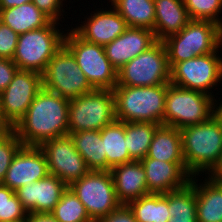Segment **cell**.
<instances>
[{
	"label": "cell",
	"mask_w": 222,
	"mask_h": 222,
	"mask_svg": "<svg viewBox=\"0 0 222 222\" xmlns=\"http://www.w3.org/2000/svg\"><path fill=\"white\" fill-rule=\"evenodd\" d=\"M69 102L42 88L14 126L23 145L40 146L46 140L68 135Z\"/></svg>",
	"instance_id": "1"
},
{
	"label": "cell",
	"mask_w": 222,
	"mask_h": 222,
	"mask_svg": "<svg viewBox=\"0 0 222 222\" xmlns=\"http://www.w3.org/2000/svg\"><path fill=\"white\" fill-rule=\"evenodd\" d=\"M180 133L187 171L192 176L204 171L209 175L222 157V125L212 115L205 122L180 129Z\"/></svg>",
	"instance_id": "2"
},
{
	"label": "cell",
	"mask_w": 222,
	"mask_h": 222,
	"mask_svg": "<svg viewBox=\"0 0 222 222\" xmlns=\"http://www.w3.org/2000/svg\"><path fill=\"white\" fill-rule=\"evenodd\" d=\"M168 84L155 86L116 85L115 117L120 122L163 124Z\"/></svg>",
	"instance_id": "3"
},
{
	"label": "cell",
	"mask_w": 222,
	"mask_h": 222,
	"mask_svg": "<svg viewBox=\"0 0 222 222\" xmlns=\"http://www.w3.org/2000/svg\"><path fill=\"white\" fill-rule=\"evenodd\" d=\"M162 41L171 68L175 63L215 52L222 46V27L213 21L191 20Z\"/></svg>",
	"instance_id": "4"
},
{
	"label": "cell",
	"mask_w": 222,
	"mask_h": 222,
	"mask_svg": "<svg viewBox=\"0 0 222 222\" xmlns=\"http://www.w3.org/2000/svg\"><path fill=\"white\" fill-rule=\"evenodd\" d=\"M59 24L50 21L45 27L19 35L12 59L19 70L44 72L50 59L64 45L65 32L59 30Z\"/></svg>",
	"instance_id": "5"
},
{
	"label": "cell",
	"mask_w": 222,
	"mask_h": 222,
	"mask_svg": "<svg viewBox=\"0 0 222 222\" xmlns=\"http://www.w3.org/2000/svg\"><path fill=\"white\" fill-rule=\"evenodd\" d=\"M68 113L69 135L86 130L100 131L116 120L113 90L94 89L71 99Z\"/></svg>",
	"instance_id": "6"
},
{
	"label": "cell",
	"mask_w": 222,
	"mask_h": 222,
	"mask_svg": "<svg viewBox=\"0 0 222 222\" xmlns=\"http://www.w3.org/2000/svg\"><path fill=\"white\" fill-rule=\"evenodd\" d=\"M213 115V97L168 83L163 125L179 130L207 121Z\"/></svg>",
	"instance_id": "7"
},
{
	"label": "cell",
	"mask_w": 222,
	"mask_h": 222,
	"mask_svg": "<svg viewBox=\"0 0 222 222\" xmlns=\"http://www.w3.org/2000/svg\"><path fill=\"white\" fill-rule=\"evenodd\" d=\"M64 46L73 54L94 89L113 90L117 85V70L106 57L104 46L87 42L72 29L65 30Z\"/></svg>",
	"instance_id": "8"
},
{
	"label": "cell",
	"mask_w": 222,
	"mask_h": 222,
	"mask_svg": "<svg viewBox=\"0 0 222 222\" xmlns=\"http://www.w3.org/2000/svg\"><path fill=\"white\" fill-rule=\"evenodd\" d=\"M170 83V66L163 41L158 40L117 71V85L155 86Z\"/></svg>",
	"instance_id": "9"
},
{
	"label": "cell",
	"mask_w": 222,
	"mask_h": 222,
	"mask_svg": "<svg viewBox=\"0 0 222 222\" xmlns=\"http://www.w3.org/2000/svg\"><path fill=\"white\" fill-rule=\"evenodd\" d=\"M42 87L68 100L94 90L73 54L63 45L42 73Z\"/></svg>",
	"instance_id": "10"
},
{
	"label": "cell",
	"mask_w": 222,
	"mask_h": 222,
	"mask_svg": "<svg viewBox=\"0 0 222 222\" xmlns=\"http://www.w3.org/2000/svg\"><path fill=\"white\" fill-rule=\"evenodd\" d=\"M220 48L221 46L213 53L175 63L170 68V83L181 88L206 93L214 98L215 95L212 93L215 92L211 89L222 81Z\"/></svg>",
	"instance_id": "11"
},
{
	"label": "cell",
	"mask_w": 222,
	"mask_h": 222,
	"mask_svg": "<svg viewBox=\"0 0 222 222\" xmlns=\"http://www.w3.org/2000/svg\"><path fill=\"white\" fill-rule=\"evenodd\" d=\"M69 188L85 206L94 222L122 205L117 199L110 171H89Z\"/></svg>",
	"instance_id": "12"
},
{
	"label": "cell",
	"mask_w": 222,
	"mask_h": 222,
	"mask_svg": "<svg viewBox=\"0 0 222 222\" xmlns=\"http://www.w3.org/2000/svg\"><path fill=\"white\" fill-rule=\"evenodd\" d=\"M39 147L46 156L49 173L68 187L90 171L69 134L46 140Z\"/></svg>",
	"instance_id": "13"
},
{
	"label": "cell",
	"mask_w": 222,
	"mask_h": 222,
	"mask_svg": "<svg viewBox=\"0 0 222 222\" xmlns=\"http://www.w3.org/2000/svg\"><path fill=\"white\" fill-rule=\"evenodd\" d=\"M42 88V74L18 70L8 87L0 93L4 116L15 126Z\"/></svg>",
	"instance_id": "14"
},
{
	"label": "cell",
	"mask_w": 222,
	"mask_h": 222,
	"mask_svg": "<svg viewBox=\"0 0 222 222\" xmlns=\"http://www.w3.org/2000/svg\"><path fill=\"white\" fill-rule=\"evenodd\" d=\"M48 174V164L42 149L39 146L23 145L14 156L1 184L16 191Z\"/></svg>",
	"instance_id": "15"
},
{
	"label": "cell",
	"mask_w": 222,
	"mask_h": 222,
	"mask_svg": "<svg viewBox=\"0 0 222 222\" xmlns=\"http://www.w3.org/2000/svg\"><path fill=\"white\" fill-rule=\"evenodd\" d=\"M106 9V10H105ZM97 9L85 21L71 27V29L83 40L105 46L120 36L127 28L126 20L114 9Z\"/></svg>",
	"instance_id": "16"
},
{
	"label": "cell",
	"mask_w": 222,
	"mask_h": 222,
	"mask_svg": "<svg viewBox=\"0 0 222 222\" xmlns=\"http://www.w3.org/2000/svg\"><path fill=\"white\" fill-rule=\"evenodd\" d=\"M67 187L57 176L48 174L36 182L23 185L15 193L27 212L51 213Z\"/></svg>",
	"instance_id": "17"
},
{
	"label": "cell",
	"mask_w": 222,
	"mask_h": 222,
	"mask_svg": "<svg viewBox=\"0 0 222 222\" xmlns=\"http://www.w3.org/2000/svg\"><path fill=\"white\" fill-rule=\"evenodd\" d=\"M149 193L164 194L184 187L192 175L187 171L185 162H166L158 159L143 158Z\"/></svg>",
	"instance_id": "18"
},
{
	"label": "cell",
	"mask_w": 222,
	"mask_h": 222,
	"mask_svg": "<svg viewBox=\"0 0 222 222\" xmlns=\"http://www.w3.org/2000/svg\"><path fill=\"white\" fill-rule=\"evenodd\" d=\"M158 40L152 30L128 27L120 36L104 46L106 57L118 71Z\"/></svg>",
	"instance_id": "19"
},
{
	"label": "cell",
	"mask_w": 222,
	"mask_h": 222,
	"mask_svg": "<svg viewBox=\"0 0 222 222\" xmlns=\"http://www.w3.org/2000/svg\"><path fill=\"white\" fill-rule=\"evenodd\" d=\"M116 196L122 205L150 194L147 189L145 170L140 161H131L110 169Z\"/></svg>",
	"instance_id": "20"
},
{
	"label": "cell",
	"mask_w": 222,
	"mask_h": 222,
	"mask_svg": "<svg viewBox=\"0 0 222 222\" xmlns=\"http://www.w3.org/2000/svg\"><path fill=\"white\" fill-rule=\"evenodd\" d=\"M155 26L154 34L157 40L180 32L191 18L184 6L183 0H154Z\"/></svg>",
	"instance_id": "21"
},
{
	"label": "cell",
	"mask_w": 222,
	"mask_h": 222,
	"mask_svg": "<svg viewBox=\"0 0 222 222\" xmlns=\"http://www.w3.org/2000/svg\"><path fill=\"white\" fill-rule=\"evenodd\" d=\"M206 177L196 179L197 222H222V182Z\"/></svg>",
	"instance_id": "22"
},
{
	"label": "cell",
	"mask_w": 222,
	"mask_h": 222,
	"mask_svg": "<svg viewBox=\"0 0 222 222\" xmlns=\"http://www.w3.org/2000/svg\"><path fill=\"white\" fill-rule=\"evenodd\" d=\"M0 21L18 35L45 27L51 20L33 2L0 9Z\"/></svg>",
	"instance_id": "23"
},
{
	"label": "cell",
	"mask_w": 222,
	"mask_h": 222,
	"mask_svg": "<svg viewBox=\"0 0 222 222\" xmlns=\"http://www.w3.org/2000/svg\"><path fill=\"white\" fill-rule=\"evenodd\" d=\"M147 157L166 162H185L180 130L172 126L159 125L154 132Z\"/></svg>",
	"instance_id": "24"
},
{
	"label": "cell",
	"mask_w": 222,
	"mask_h": 222,
	"mask_svg": "<svg viewBox=\"0 0 222 222\" xmlns=\"http://www.w3.org/2000/svg\"><path fill=\"white\" fill-rule=\"evenodd\" d=\"M196 177L198 175L192 176L184 187L163 194L171 214L168 222H197Z\"/></svg>",
	"instance_id": "25"
},
{
	"label": "cell",
	"mask_w": 222,
	"mask_h": 222,
	"mask_svg": "<svg viewBox=\"0 0 222 222\" xmlns=\"http://www.w3.org/2000/svg\"><path fill=\"white\" fill-rule=\"evenodd\" d=\"M70 136L90 171H107V157L104 153V142L100 131H79Z\"/></svg>",
	"instance_id": "26"
},
{
	"label": "cell",
	"mask_w": 222,
	"mask_h": 222,
	"mask_svg": "<svg viewBox=\"0 0 222 222\" xmlns=\"http://www.w3.org/2000/svg\"><path fill=\"white\" fill-rule=\"evenodd\" d=\"M111 6L126 20L128 27L154 31V0H109Z\"/></svg>",
	"instance_id": "27"
},
{
	"label": "cell",
	"mask_w": 222,
	"mask_h": 222,
	"mask_svg": "<svg viewBox=\"0 0 222 222\" xmlns=\"http://www.w3.org/2000/svg\"><path fill=\"white\" fill-rule=\"evenodd\" d=\"M107 157V171L114 166L133 161L125 140V122L115 120L100 130Z\"/></svg>",
	"instance_id": "28"
},
{
	"label": "cell",
	"mask_w": 222,
	"mask_h": 222,
	"mask_svg": "<svg viewBox=\"0 0 222 222\" xmlns=\"http://www.w3.org/2000/svg\"><path fill=\"white\" fill-rule=\"evenodd\" d=\"M137 222H168L171 214L163 194L150 193L127 204Z\"/></svg>",
	"instance_id": "29"
},
{
	"label": "cell",
	"mask_w": 222,
	"mask_h": 222,
	"mask_svg": "<svg viewBox=\"0 0 222 222\" xmlns=\"http://www.w3.org/2000/svg\"><path fill=\"white\" fill-rule=\"evenodd\" d=\"M158 126L156 123L125 122V140L133 161H141L147 156Z\"/></svg>",
	"instance_id": "30"
},
{
	"label": "cell",
	"mask_w": 222,
	"mask_h": 222,
	"mask_svg": "<svg viewBox=\"0 0 222 222\" xmlns=\"http://www.w3.org/2000/svg\"><path fill=\"white\" fill-rule=\"evenodd\" d=\"M58 222H94L75 193L67 187L51 212Z\"/></svg>",
	"instance_id": "31"
},
{
	"label": "cell",
	"mask_w": 222,
	"mask_h": 222,
	"mask_svg": "<svg viewBox=\"0 0 222 222\" xmlns=\"http://www.w3.org/2000/svg\"><path fill=\"white\" fill-rule=\"evenodd\" d=\"M27 213L15 191L0 183V222H25Z\"/></svg>",
	"instance_id": "32"
},
{
	"label": "cell",
	"mask_w": 222,
	"mask_h": 222,
	"mask_svg": "<svg viewBox=\"0 0 222 222\" xmlns=\"http://www.w3.org/2000/svg\"><path fill=\"white\" fill-rule=\"evenodd\" d=\"M191 20L213 21L222 27V0H183Z\"/></svg>",
	"instance_id": "33"
},
{
	"label": "cell",
	"mask_w": 222,
	"mask_h": 222,
	"mask_svg": "<svg viewBox=\"0 0 222 222\" xmlns=\"http://www.w3.org/2000/svg\"><path fill=\"white\" fill-rule=\"evenodd\" d=\"M23 143L15 131L0 139V183H2L10 164Z\"/></svg>",
	"instance_id": "34"
},
{
	"label": "cell",
	"mask_w": 222,
	"mask_h": 222,
	"mask_svg": "<svg viewBox=\"0 0 222 222\" xmlns=\"http://www.w3.org/2000/svg\"><path fill=\"white\" fill-rule=\"evenodd\" d=\"M19 35L0 21V58L13 59Z\"/></svg>",
	"instance_id": "35"
},
{
	"label": "cell",
	"mask_w": 222,
	"mask_h": 222,
	"mask_svg": "<svg viewBox=\"0 0 222 222\" xmlns=\"http://www.w3.org/2000/svg\"><path fill=\"white\" fill-rule=\"evenodd\" d=\"M64 0H32L33 4L41 10L51 21L58 22L63 17L65 11L63 7Z\"/></svg>",
	"instance_id": "36"
},
{
	"label": "cell",
	"mask_w": 222,
	"mask_h": 222,
	"mask_svg": "<svg viewBox=\"0 0 222 222\" xmlns=\"http://www.w3.org/2000/svg\"><path fill=\"white\" fill-rule=\"evenodd\" d=\"M18 70L13 60L0 58V93L8 87Z\"/></svg>",
	"instance_id": "37"
},
{
	"label": "cell",
	"mask_w": 222,
	"mask_h": 222,
	"mask_svg": "<svg viewBox=\"0 0 222 222\" xmlns=\"http://www.w3.org/2000/svg\"><path fill=\"white\" fill-rule=\"evenodd\" d=\"M97 222H137L133 212L127 205H121L116 210L101 218Z\"/></svg>",
	"instance_id": "38"
},
{
	"label": "cell",
	"mask_w": 222,
	"mask_h": 222,
	"mask_svg": "<svg viewBox=\"0 0 222 222\" xmlns=\"http://www.w3.org/2000/svg\"><path fill=\"white\" fill-rule=\"evenodd\" d=\"M25 222H58L52 213H31L28 212Z\"/></svg>",
	"instance_id": "39"
},
{
	"label": "cell",
	"mask_w": 222,
	"mask_h": 222,
	"mask_svg": "<svg viewBox=\"0 0 222 222\" xmlns=\"http://www.w3.org/2000/svg\"><path fill=\"white\" fill-rule=\"evenodd\" d=\"M14 131V125L4 116L0 106V139L7 137Z\"/></svg>",
	"instance_id": "40"
},
{
	"label": "cell",
	"mask_w": 222,
	"mask_h": 222,
	"mask_svg": "<svg viewBox=\"0 0 222 222\" xmlns=\"http://www.w3.org/2000/svg\"><path fill=\"white\" fill-rule=\"evenodd\" d=\"M31 1L32 0H0V9H7L10 7L20 6Z\"/></svg>",
	"instance_id": "41"
},
{
	"label": "cell",
	"mask_w": 222,
	"mask_h": 222,
	"mask_svg": "<svg viewBox=\"0 0 222 222\" xmlns=\"http://www.w3.org/2000/svg\"><path fill=\"white\" fill-rule=\"evenodd\" d=\"M218 101L215 99V97L213 98V116L222 125V100L220 101V97Z\"/></svg>",
	"instance_id": "42"
},
{
	"label": "cell",
	"mask_w": 222,
	"mask_h": 222,
	"mask_svg": "<svg viewBox=\"0 0 222 222\" xmlns=\"http://www.w3.org/2000/svg\"><path fill=\"white\" fill-rule=\"evenodd\" d=\"M209 176L214 180L222 182V157L215 169L211 173H209Z\"/></svg>",
	"instance_id": "43"
}]
</instances>
